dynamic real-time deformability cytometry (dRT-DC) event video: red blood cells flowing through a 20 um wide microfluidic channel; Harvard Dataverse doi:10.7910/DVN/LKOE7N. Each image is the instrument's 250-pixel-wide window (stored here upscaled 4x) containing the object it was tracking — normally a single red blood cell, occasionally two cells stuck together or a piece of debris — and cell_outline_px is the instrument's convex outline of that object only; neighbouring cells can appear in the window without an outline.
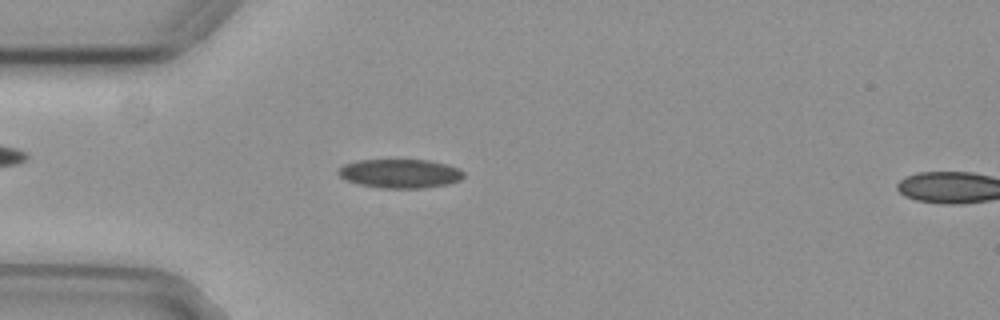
{"species": "common noctule bat (a hibernating species)", "species_latin": "Nyctalus noctula", "temperature_condition": "cold", "stored_images_in_passage": 5, "camera_frame_rate_fps": 3000, "um_per_image_px": 0.085, "animal": {"sex": "female", "body_mass_g": 29.2, "forearm_length_mm": 56.3}, "frame": {"image": 1, "passage_image": 3, "time_ms": 0.667, "image_size_px": [1000, 320], "cell_outline_px": [[464, 176], [460, 180], [448, 184], [424, 188], [380, 188], [360, 184], [348, 180], [340, 176], [336, 172], [344, 164], [360, 160], [428, 160], [448, 164], [460, 168], [464, 172]], "centroid_in_image_um": [34.05, 14.75], "position_along_channel_um": 50.9, "area_um2": 21.15}}